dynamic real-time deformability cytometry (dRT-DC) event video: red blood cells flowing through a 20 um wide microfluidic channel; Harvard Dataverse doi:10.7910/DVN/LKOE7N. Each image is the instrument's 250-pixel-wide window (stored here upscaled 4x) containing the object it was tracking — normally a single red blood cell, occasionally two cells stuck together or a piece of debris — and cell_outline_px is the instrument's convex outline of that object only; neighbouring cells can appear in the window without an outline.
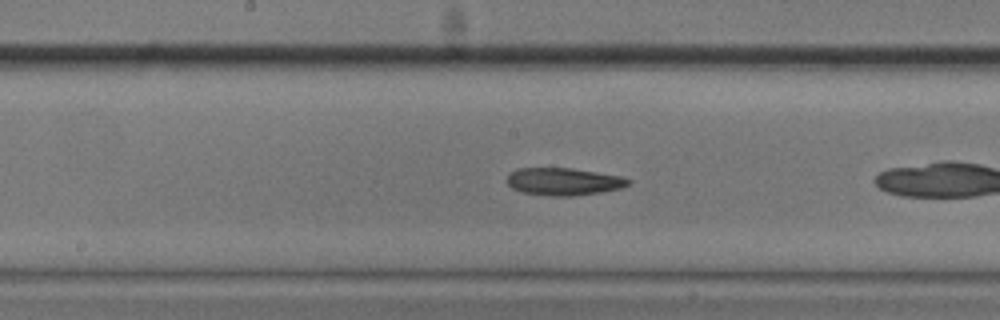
{"species": "common noctule bat (a hibernating species)", "species_latin": "Nyctalus noctula", "temperature_condition": "cold", "stored_images_in_passage": 27, "camera_frame_rate_fps": 3000, "um_per_image_px": 0.085, "animal": {"sex": "male", "body_mass_g": 20.5, "forearm_length_mm": 52.5}, "frame": {"image": 1, "passage_image": 12, "time_ms": 3.667, "image_size_px": [1000, 320], "cell_outline_px": [[632, 184], [620, 188], [600, 192], [572, 196], [548, 196], [520, 192], [512, 188], [508, 184], [508, 176], [512, 172], [520, 168], [572, 168], [620, 176], [632, 180]], "centroid_in_image_um": [47.93, 15.44], "position_along_channel_um": 200.3, "area_um2": 19.36}}